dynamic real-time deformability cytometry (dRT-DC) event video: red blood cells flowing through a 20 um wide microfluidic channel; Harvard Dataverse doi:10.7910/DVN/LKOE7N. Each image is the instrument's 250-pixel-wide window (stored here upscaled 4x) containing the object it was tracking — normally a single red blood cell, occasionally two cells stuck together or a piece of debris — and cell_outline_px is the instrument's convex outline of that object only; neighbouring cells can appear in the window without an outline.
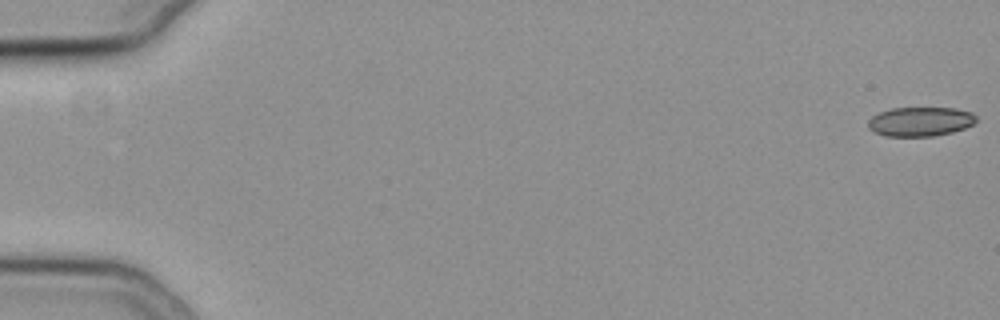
{"species": "common noctule bat (a hibernating species)", "species_latin": "Nyctalus noctula", "temperature_condition": "cold", "stored_images_in_passage": 56, "camera_frame_rate_fps": 3000, "um_per_image_px": 0.085, "animal": {"sex": "female", "body_mass_g": 19.3, "forearm_length_mm": 54.1}, "frame": {"image": 1, "passage_image": 1, "time_ms": 0.0, "image_size_px": [1000, 320], "cell_outline_px": [[976, 120], [972, 124], [964, 128], [952, 132], [936, 136], [884, 136], [868, 128], [868, 120], [872, 116], [880, 112], [892, 108], [956, 108], [972, 112], [976, 116]], "centroid_in_image_um": [78.22, 10.33], "position_along_channel_um": 6.8, "area_um2": 18.44}}
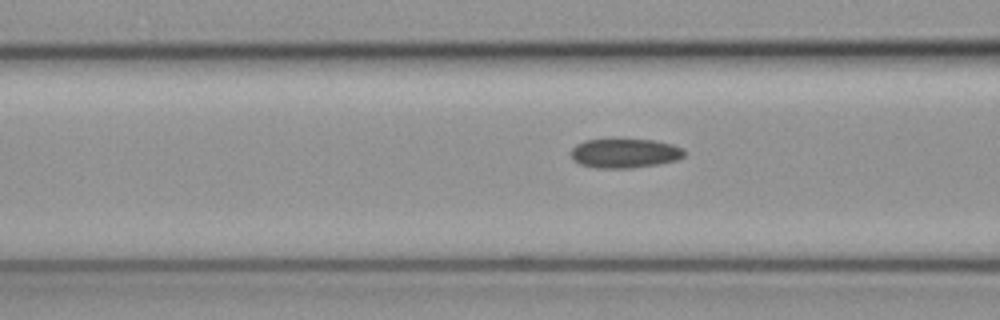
{"frame": {"image": 2, "passage_image": 23, "time_ms": 7.333, "image_size_px": [1000, 320], "cell_outline_px": [[684, 156], [676, 160], [660, 164], [632, 168], [596, 168], [580, 164], [572, 160], [572, 148], [576, 144], [584, 140], [656, 140], [672, 144], [680, 148], [684, 152]], "centroid_in_image_um": [53.09, 13.04], "position_along_channel_um": 113.5, "area_um2": 19.25}}
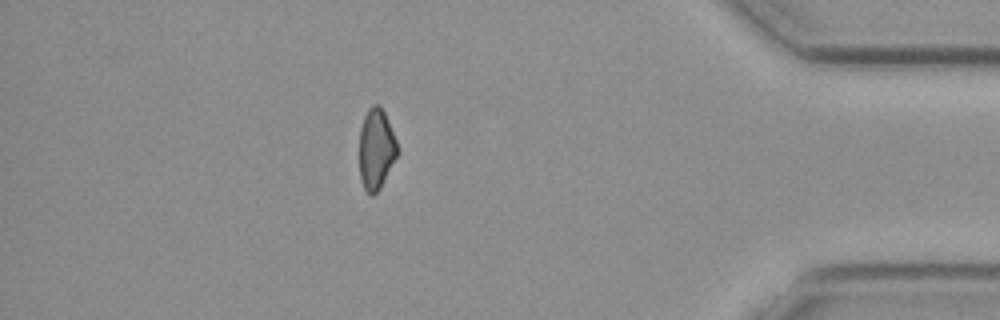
{"frame": {"image": 3, "passage_image": 49, "time_ms": 16.0, "image_size_px": [1000, 320], "cell_outline_px": [[400, 152], [380, 188], [372, 196], [364, 188], [360, 180], [360, 128], [364, 116], [368, 108], [372, 104], [380, 104], [384, 112], [396, 140]], "centroid_in_image_um": [31.99, 12.66], "position_along_channel_um": 403.2, "area_um2": 17.98}, "authors_computed_cell_mechanics": {"area_um2": 19.2763, "velocity_mm_per_s": 3.8209, "shape_relaxation_time_tau1_ms": null, "shape_relaxation_time_tau2_ms": 5.6416, "deformation_change_tau1": null, "deformation_change_tau2": 0.1147}}